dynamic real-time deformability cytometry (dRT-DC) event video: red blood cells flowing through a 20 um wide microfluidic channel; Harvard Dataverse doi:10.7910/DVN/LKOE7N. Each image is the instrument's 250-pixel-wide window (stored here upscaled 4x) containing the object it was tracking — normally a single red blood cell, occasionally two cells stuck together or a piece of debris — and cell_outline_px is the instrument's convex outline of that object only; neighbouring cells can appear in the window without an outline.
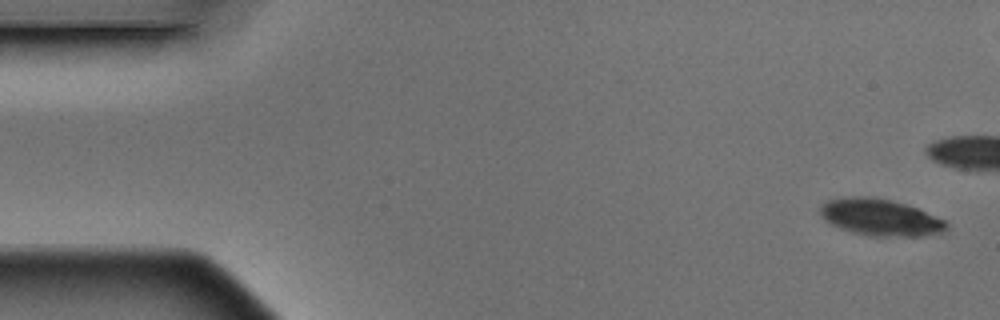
{"species": "Egyptian fruit bat (a non-hibernating species)", "species_latin": "Rousettus aegyptiacus", "temperature_condition": "warm", "stored_images_in_passage": 12, "camera_frame_rate_fps": 3000, "um_per_image_px": 0.085, "animal": {"sex": "male"}, "frame": {"image": 1, "passage_image": 1, "time_ms": 0.0, "image_size_px": [1000, 320], "cell_outline_px": [[948, 228], [944, 232], [920, 236], [868, 236], [852, 232], [840, 228], [824, 220], [820, 212], [820, 208], [828, 200], [848, 196], [872, 196], [892, 200], [908, 204], [944, 220], [948, 224]], "centroid_in_image_um": [74.84, 18.47], "position_along_channel_um": 10.2, "area_um2": 27.11}}
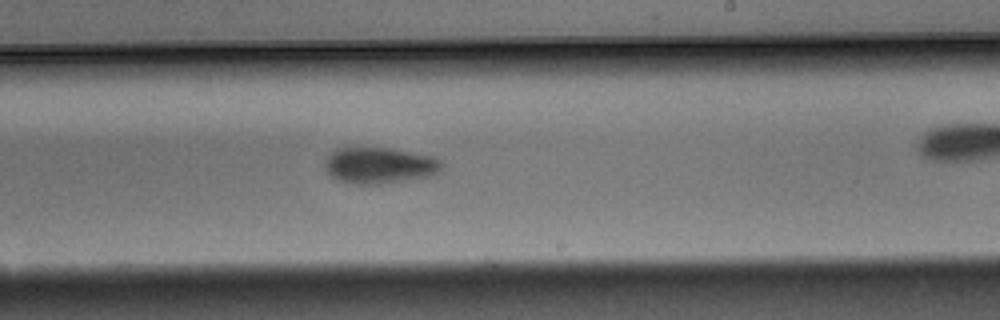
{"frame": {"image": 2, "passage_image": 10, "time_ms": 3.0, "image_size_px": [1000, 320], "cell_outline_px": [[444, 164], [440, 172], [432, 176], [380, 184], [348, 184], [336, 180], [324, 168], [324, 160], [336, 148], [388, 148], [436, 156]], "centroid_in_image_um": [32.27, 14.07], "position_along_channel_um": 256.7, "area_um2": 25.03}}
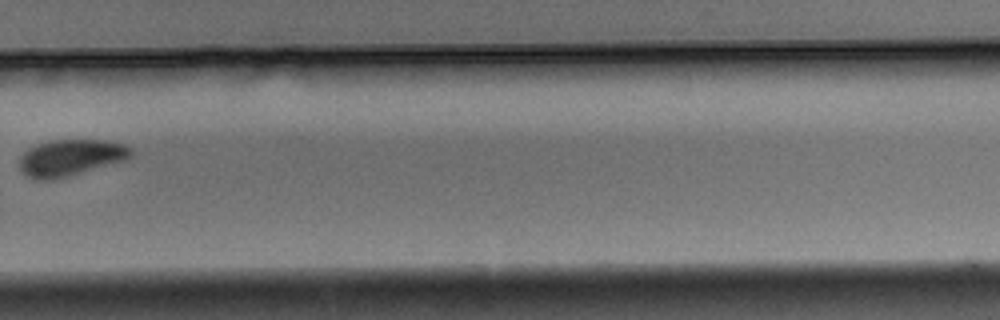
{"frame": {"image": 3, "passage_image": 12, "time_ms": 3.667, "image_size_px": [1000, 320], "cell_outline_px": [[132, 156], [124, 160], [56, 180], [36, 180], [20, 172], [20, 156], [28, 148], [36, 144], [52, 140], [108, 140], [124, 144], [132, 148]], "centroid_in_image_um": [5.98, 13.4], "position_along_channel_um": 323.8, "area_um2": 23.87}}